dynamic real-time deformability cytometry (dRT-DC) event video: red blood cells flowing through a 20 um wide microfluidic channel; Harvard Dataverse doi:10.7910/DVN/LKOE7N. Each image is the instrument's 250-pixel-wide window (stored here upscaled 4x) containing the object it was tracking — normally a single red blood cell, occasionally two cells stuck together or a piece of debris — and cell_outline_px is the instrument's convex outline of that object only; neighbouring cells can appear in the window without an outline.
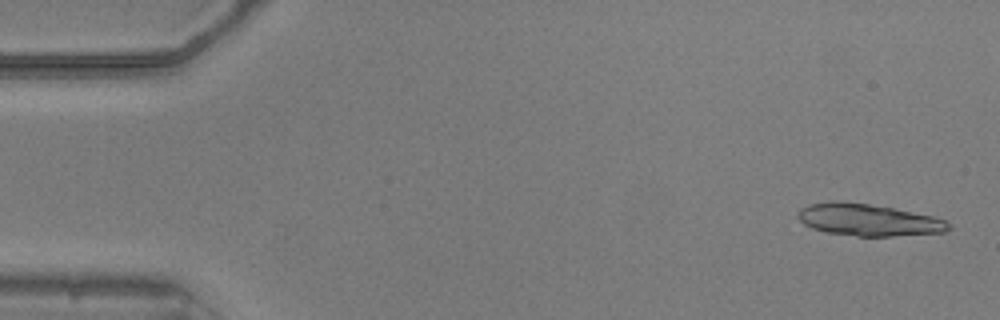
{"species": "common noctule bat (a hibernating species)", "species_latin": "Nyctalus noctula", "temperature_condition": "warm", "stored_images_in_passage": 14, "camera_frame_rate_fps": 3000, "um_per_image_px": 0.085, "animal": {"sex": "male", "body_mass_g": 20.5, "forearm_length_mm": 52.5}, "frame": {"image": 1, "passage_image": 1, "time_ms": 0.0, "image_size_px": [1000, 320], "cell_outline_px": [[952, 228], [944, 232], [892, 236], [856, 236], [824, 232], [812, 228], [804, 224], [796, 216], [800, 208], [808, 204], [828, 200], [836, 200], [868, 204], [892, 208], [932, 216], [944, 220], [952, 224]], "centroid_in_image_um": [73.76, 18.68], "position_along_channel_um": 11.2, "area_um2": 28.21}}